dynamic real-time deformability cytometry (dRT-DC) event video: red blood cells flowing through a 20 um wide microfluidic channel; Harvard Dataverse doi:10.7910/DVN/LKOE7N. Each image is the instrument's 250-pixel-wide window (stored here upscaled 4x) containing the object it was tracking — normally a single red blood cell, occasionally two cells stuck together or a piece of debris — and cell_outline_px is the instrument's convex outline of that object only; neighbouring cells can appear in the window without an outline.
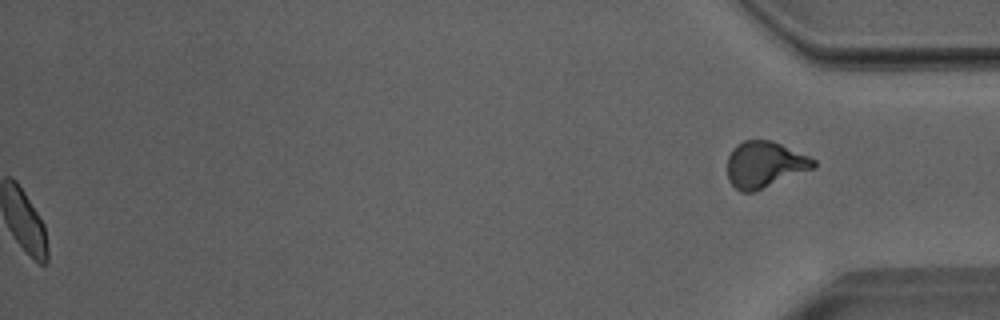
{"species": "Egyptian fruit bat (a non-hibernating species)", "species_latin": "Rousettus aegyptiacus", "temperature_condition": "room temperature", "stored_images_in_passage": 52, "segment_of_instrument_passage": [2, 2], "camera_frame_rate_fps": 3000, "um_per_image_px": 0.085, "animal": {"sex": "male"}, "frame": {"image": 1, "passage_image": 52, "time_ms": 17.0, "image_size_px": [1000, 320], "cell_outline_px": [[816, 168], [752, 192], [740, 192], [728, 180], [728, 156], [732, 148], [736, 144], [744, 140], [772, 140], [808, 156], [816, 160]], "centroid_in_image_um": [64.99, 13.97], "position_along_channel_um": 370.2, "area_um2": 23.24}}